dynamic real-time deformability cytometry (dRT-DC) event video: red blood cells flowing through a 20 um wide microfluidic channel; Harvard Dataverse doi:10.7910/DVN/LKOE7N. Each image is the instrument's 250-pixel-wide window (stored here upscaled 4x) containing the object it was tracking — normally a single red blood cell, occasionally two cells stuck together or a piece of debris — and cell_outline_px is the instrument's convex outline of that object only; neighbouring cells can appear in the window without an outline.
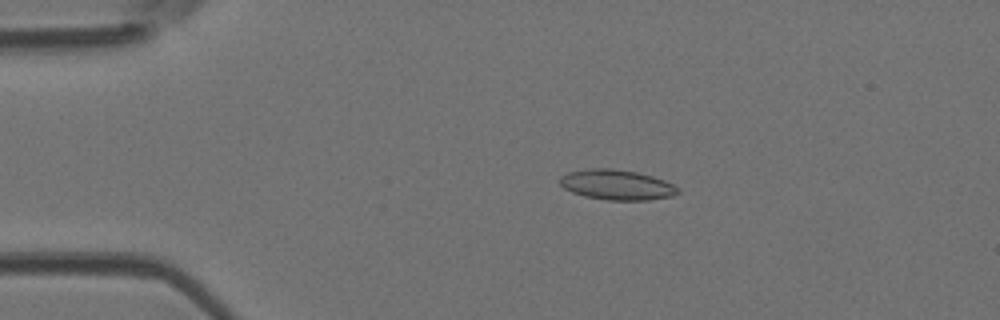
{"species": "Egyptian fruit bat (a non-hibernating species)", "species_latin": "Rousettus aegyptiacus", "temperature_condition": "room temperature", "stored_images_in_passage": 4, "camera_frame_rate_fps": 3000, "um_per_image_px": 0.085, "animal": {"sex": "female"}, "frame": {"image": 1, "passage_image": 3, "time_ms": 0.667, "image_size_px": [1000, 320], "cell_outline_px": [[680, 192], [672, 196], [648, 200], [608, 200], [584, 196], [572, 192], [564, 188], [560, 184], [560, 176], [568, 172], [588, 168], [612, 168], [636, 172], [652, 176], [664, 180], [672, 184]], "centroid_in_image_um": [52.4, 15.7], "position_along_channel_um": 32.6, "area_um2": 20.69}}